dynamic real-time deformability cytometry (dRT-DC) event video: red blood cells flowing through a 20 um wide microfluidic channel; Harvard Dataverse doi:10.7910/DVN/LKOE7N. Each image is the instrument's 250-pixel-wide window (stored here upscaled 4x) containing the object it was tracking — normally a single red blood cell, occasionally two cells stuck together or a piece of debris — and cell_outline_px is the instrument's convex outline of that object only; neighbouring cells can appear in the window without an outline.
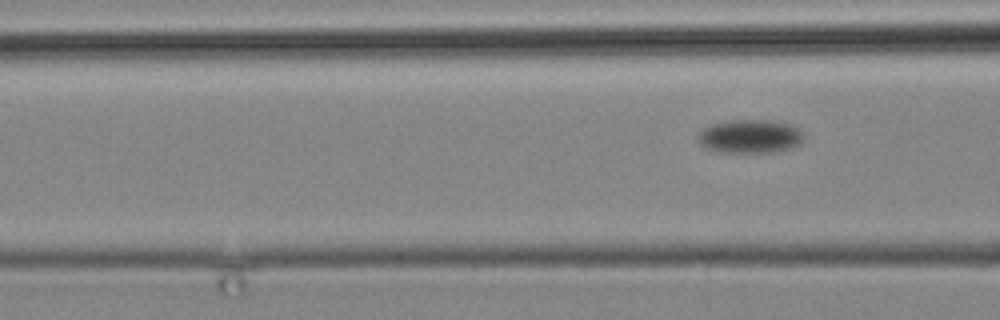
{"species": "common noctule bat (a hibernating species)", "species_latin": "Nyctalus noctula", "temperature_condition": "cold", "stored_images_in_passage": 5, "camera_frame_rate_fps": 3000, "um_per_image_px": 0.085, "animal": {"sex": "male", "body_mass_g": 19.2, "forearm_length_mm": 51.8}, "frame": {"image": 1, "passage_image": 5, "time_ms": 5.667, "image_size_px": [1000, 320], "cell_outline_px": [[804, 140], [800, 144], [792, 148], [776, 152], [720, 152], [704, 148], [696, 140], [696, 136], [704, 128], [712, 124], [732, 120], [772, 120], [788, 124], [804, 132]], "centroid_in_image_um": [63.75, 11.6], "position_along_channel_um": 102.8, "area_um2": 20.92}}